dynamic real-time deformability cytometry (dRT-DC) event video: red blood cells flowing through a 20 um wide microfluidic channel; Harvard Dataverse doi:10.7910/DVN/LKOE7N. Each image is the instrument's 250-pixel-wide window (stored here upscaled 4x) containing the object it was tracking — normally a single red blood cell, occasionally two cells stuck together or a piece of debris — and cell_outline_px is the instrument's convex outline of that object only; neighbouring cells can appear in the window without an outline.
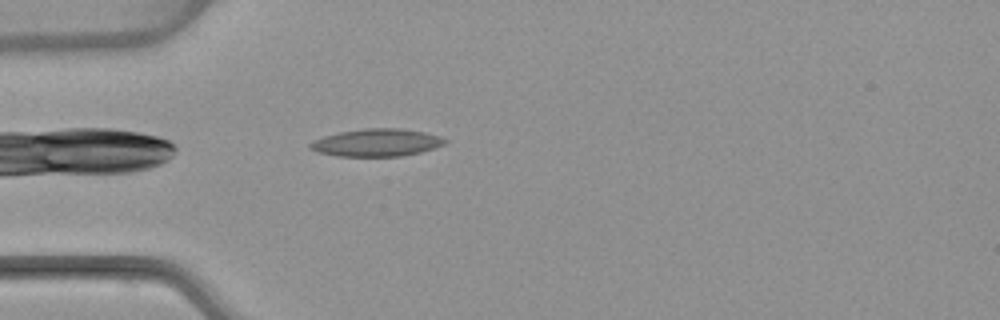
{"species": "common noctule bat (a hibernating species)", "species_latin": "Nyctalus noctula", "temperature_condition": "warm", "stored_images_in_passage": 1, "camera_frame_rate_fps": 3000, "um_per_image_px": 0.085, "animal": {"sex": "female", "body_mass_g": 22.7, "forearm_length_mm": 54.2}, "frame": {"image": 1, "passage_image": 1, "time_ms": 0.0, "image_size_px": [1000, 320], "cell_outline_px": [[448, 140], [444, 144], [420, 152], [400, 156], [336, 156], [316, 152], [308, 148], [308, 144], [312, 140], [324, 136], [340, 132], [364, 128], [400, 128], [424, 132], [440, 136]], "centroid_in_image_um": [31.96, 12.12], "position_along_channel_um": 53.0, "area_um2": 21.68}}